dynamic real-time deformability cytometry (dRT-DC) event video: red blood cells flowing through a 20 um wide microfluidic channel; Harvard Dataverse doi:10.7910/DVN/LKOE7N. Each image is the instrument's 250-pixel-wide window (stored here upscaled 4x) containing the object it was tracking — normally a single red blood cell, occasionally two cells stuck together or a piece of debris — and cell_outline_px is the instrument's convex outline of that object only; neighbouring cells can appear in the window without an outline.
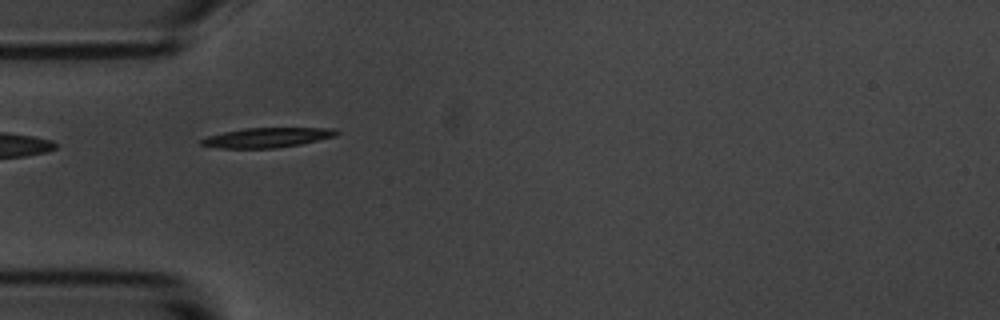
{"species": "common noctule bat (a hibernating species)", "species_latin": "Nyctalus noctula", "temperature_condition": "room temperature", "stored_images_in_passage": 6, "segment_of_instrument_passage": [2, 2], "camera_frame_rate_fps": 3000, "um_per_image_px": 0.085, "animal": {"sex": "male", "body_mass_g": 20.1, "forearm_length_mm": 53.5}, "frame": {"image": 1, "passage_image": 6, "time_ms": 5.667, "image_size_px": [1000, 320], "cell_outline_px": [[340, 132], [336, 136], [300, 144], [276, 148], [220, 148], [200, 144], [200, 140], [208, 136], [224, 132], [244, 128], [332, 128]], "centroid_in_image_um": [22.71, 11.69], "position_along_channel_um": 62.3, "area_um2": 15.43}}